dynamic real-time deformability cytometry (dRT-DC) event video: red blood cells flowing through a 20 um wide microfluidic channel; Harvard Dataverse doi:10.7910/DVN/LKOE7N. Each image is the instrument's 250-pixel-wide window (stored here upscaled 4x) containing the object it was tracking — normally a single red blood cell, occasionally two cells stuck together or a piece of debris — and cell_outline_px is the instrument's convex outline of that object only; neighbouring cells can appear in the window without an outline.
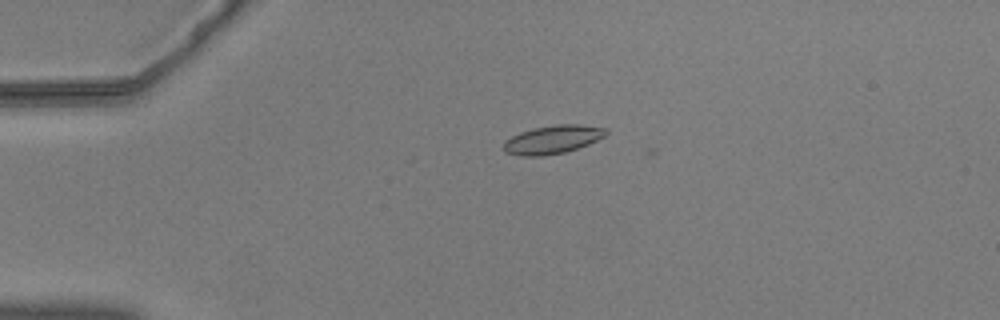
{"species": "common noctule bat (a hibernating species)", "species_latin": "Nyctalus noctula", "temperature_condition": "warm", "stored_images_in_passage": 3, "camera_frame_rate_fps": 3000, "um_per_image_px": 0.085, "animal": {"sex": "male", "body_mass_g": 20.5, "forearm_length_mm": 52.5}, "frame": {"image": 1, "passage_image": 1, "time_ms": 0.0, "image_size_px": [1000, 320], "cell_outline_px": [[608, 132], [604, 136], [588, 144], [564, 152], [544, 156], [520, 156], [504, 152], [504, 140], [520, 132], [532, 128], [556, 124], [580, 124], [608, 128]], "centroid_in_image_um": [46.96, 11.85], "position_along_channel_um": 38.0, "area_um2": 16.99}}